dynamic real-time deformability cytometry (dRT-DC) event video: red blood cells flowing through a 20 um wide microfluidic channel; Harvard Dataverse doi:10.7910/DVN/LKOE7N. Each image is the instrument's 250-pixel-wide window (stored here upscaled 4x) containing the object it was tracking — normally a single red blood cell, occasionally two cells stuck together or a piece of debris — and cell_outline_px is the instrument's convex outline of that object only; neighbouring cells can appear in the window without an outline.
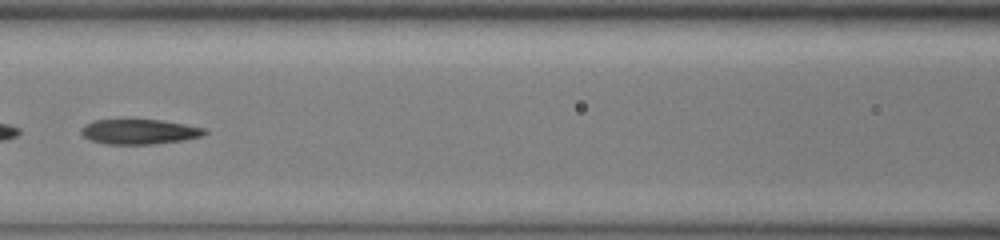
{"species": "common noctule bat (a hibernating species)", "species_latin": "Nyctalus noctula", "temperature_condition": "cold", "stored_images_in_passage": 48, "camera_frame_rate_fps": 3000, "um_per_image_px": 0.085, "animal": {"sex": "male", "body_mass_g": 13.0, "forearm_length_mm": 53.1}, "frame": {"image": 1, "passage_image": 22, "time_ms": 7.0, "image_size_px": [1000, 240], "cell_outline_px": [[208, 132], [204, 136], [184, 140], [152, 144], [108, 144], [92, 140], [84, 136], [80, 132], [80, 128], [84, 124], [92, 120], [160, 120], [208, 128]], "centroid_in_image_um": [11.88, 11.19], "position_along_channel_um": 154.7, "area_um2": 18.03}}